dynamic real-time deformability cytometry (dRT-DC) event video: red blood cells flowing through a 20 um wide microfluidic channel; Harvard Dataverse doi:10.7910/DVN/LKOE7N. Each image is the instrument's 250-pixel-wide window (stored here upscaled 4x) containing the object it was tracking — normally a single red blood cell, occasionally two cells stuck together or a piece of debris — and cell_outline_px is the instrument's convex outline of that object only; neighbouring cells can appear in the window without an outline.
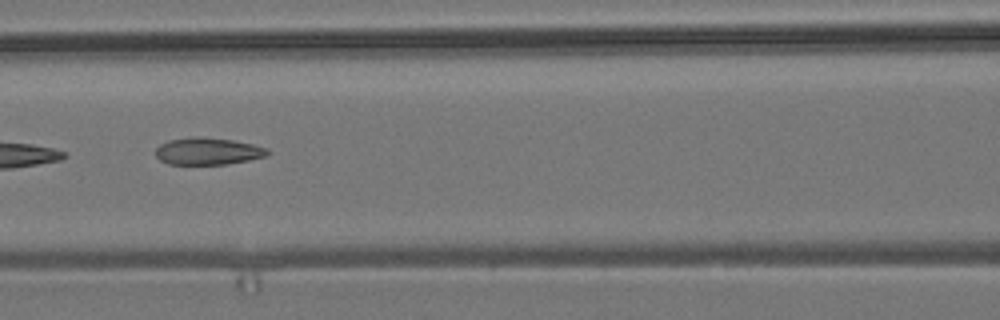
{"species": "common noctule bat (a hibernating species)", "species_latin": "Nyctalus noctula", "temperature_condition": "room temperature", "stored_images_in_passage": 7, "camera_frame_rate_fps": 3000, "um_per_image_px": 0.085, "animal": {"sex": "male", "body_mass_g": 19.2, "forearm_length_mm": 51.8}, "frame": {"image": 1, "passage_image": 7, "time_ms": 7.0, "image_size_px": [1000, 320], "cell_outline_px": [[268, 152], [264, 156], [248, 160], [228, 164], [168, 164], [160, 160], [156, 156], [156, 148], [160, 144], [168, 140], [200, 136], [232, 140], [252, 144], [268, 148]], "centroid_in_image_um": [17.63, 12.85], "position_along_channel_um": 149.0, "area_um2": 17.51}}